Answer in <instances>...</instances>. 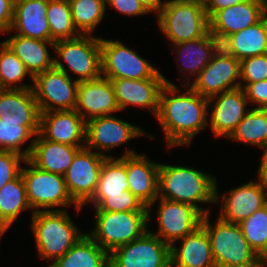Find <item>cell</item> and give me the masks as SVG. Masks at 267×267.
Masks as SVG:
<instances>
[{"mask_svg": "<svg viewBox=\"0 0 267 267\" xmlns=\"http://www.w3.org/2000/svg\"><path fill=\"white\" fill-rule=\"evenodd\" d=\"M165 83L160 93L156 119L164 131L166 147L189 145L208 126V98L189 85L180 93V88L167 78Z\"/></svg>", "mask_w": 267, "mask_h": 267, "instance_id": "cell-1", "label": "cell"}, {"mask_svg": "<svg viewBox=\"0 0 267 267\" xmlns=\"http://www.w3.org/2000/svg\"><path fill=\"white\" fill-rule=\"evenodd\" d=\"M216 176L190 166H175L160 163L158 197L189 204L204 215L210 210L201 204H219Z\"/></svg>", "mask_w": 267, "mask_h": 267, "instance_id": "cell-2", "label": "cell"}, {"mask_svg": "<svg viewBox=\"0 0 267 267\" xmlns=\"http://www.w3.org/2000/svg\"><path fill=\"white\" fill-rule=\"evenodd\" d=\"M66 211L32 213L31 231L41 259H52L55 262L86 234L79 231Z\"/></svg>", "mask_w": 267, "mask_h": 267, "instance_id": "cell-3", "label": "cell"}, {"mask_svg": "<svg viewBox=\"0 0 267 267\" xmlns=\"http://www.w3.org/2000/svg\"><path fill=\"white\" fill-rule=\"evenodd\" d=\"M212 226L209 213L201 225L208 233L216 267H260V257L250 247L239 224L219 216Z\"/></svg>", "mask_w": 267, "mask_h": 267, "instance_id": "cell-4", "label": "cell"}, {"mask_svg": "<svg viewBox=\"0 0 267 267\" xmlns=\"http://www.w3.org/2000/svg\"><path fill=\"white\" fill-rule=\"evenodd\" d=\"M157 19L159 29L172 45L209 32V18L201 0H164Z\"/></svg>", "mask_w": 267, "mask_h": 267, "instance_id": "cell-5", "label": "cell"}, {"mask_svg": "<svg viewBox=\"0 0 267 267\" xmlns=\"http://www.w3.org/2000/svg\"><path fill=\"white\" fill-rule=\"evenodd\" d=\"M148 211H95L89 236L108 254L141 237L148 229Z\"/></svg>", "mask_w": 267, "mask_h": 267, "instance_id": "cell-6", "label": "cell"}, {"mask_svg": "<svg viewBox=\"0 0 267 267\" xmlns=\"http://www.w3.org/2000/svg\"><path fill=\"white\" fill-rule=\"evenodd\" d=\"M53 50L60 56L54 57V66L67 75L69 71L77 74L78 82L95 80L102 76L100 37L79 35L72 39L58 40L54 42Z\"/></svg>", "mask_w": 267, "mask_h": 267, "instance_id": "cell-7", "label": "cell"}, {"mask_svg": "<svg viewBox=\"0 0 267 267\" xmlns=\"http://www.w3.org/2000/svg\"><path fill=\"white\" fill-rule=\"evenodd\" d=\"M25 162L29 168L22 167L21 175L25 183L28 203L33 210L32 213L50 211L51 208V211H61L60 207H68L73 204L78 211L82 209L70 196L64 176L40 170L28 159ZM56 207L57 209H55Z\"/></svg>", "mask_w": 267, "mask_h": 267, "instance_id": "cell-8", "label": "cell"}, {"mask_svg": "<svg viewBox=\"0 0 267 267\" xmlns=\"http://www.w3.org/2000/svg\"><path fill=\"white\" fill-rule=\"evenodd\" d=\"M100 45L102 77L135 80L166 78L156 67L125 46L120 40L112 41L100 38Z\"/></svg>", "mask_w": 267, "mask_h": 267, "instance_id": "cell-9", "label": "cell"}, {"mask_svg": "<svg viewBox=\"0 0 267 267\" xmlns=\"http://www.w3.org/2000/svg\"><path fill=\"white\" fill-rule=\"evenodd\" d=\"M79 82L62 70L52 68L33 78V93L40 113L74 110Z\"/></svg>", "mask_w": 267, "mask_h": 267, "instance_id": "cell-10", "label": "cell"}, {"mask_svg": "<svg viewBox=\"0 0 267 267\" xmlns=\"http://www.w3.org/2000/svg\"><path fill=\"white\" fill-rule=\"evenodd\" d=\"M156 201L159 202L158 214H156L158 215V228L156 233L150 232L169 246L180 241L201 225L204 214L198 208L159 197L148 206V220L152 212L151 207Z\"/></svg>", "mask_w": 267, "mask_h": 267, "instance_id": "cell-11", "label": "cell"}, {"mask_svg": "<svg viewBox=\"0 0 267 267\" xmlns=\"http://www.w3.org/2000/svg\"><path fill=\"white\" fill-rule=\"evenodd\" d=\"M109 267H170V246L147 230L110 253Z\"/></svg>", "mask_w": 267, "mask_h": 267, "instance_id": "cell-12", "label": "cell"}, {"mask_svg": "<svg viewBox=\"0 0 267 267\" xmlns=\"http://www.w3.org/2000/svg\"><path fill=\"white\" fill-rule=\"evenodd\" d=\"M240 61L222 47L213 55L192 83L186 82L195 92L211 98L224 91L240 87Z\"/></svg>", "mask_w": 267, "mask_h": 267, "instance_id": "cell-13", "label": "cell"}, {"mask_svg": "<svg viewBox=\"0 0 267 267\" xmlns=\"http://www.w3.org/2000/svg\"><path fill=\"white\" fill-rule=\"evenodd\" d=\"M105 159L104 155L84 147L76 153L64 174L67 190L79 207L83 208L93 197Z\"/></svg>", "mask_w": 267, "mask_h": 267, "instance_id": "cell-14", "label": "cell"}, {"mask_svg": "<svg viewBox=\"0 0 267 267\" xmlns=\"http://www.w3.org/2000/svg\"><path fill=\"white\" fill-rule=\"evenodd\" d=\"M114 116L105 115L86 122L85 147L90 150L96 149V153L104 155L106 158H113V156L106 155V151L109 152L112 148L123 145L138 136H147L139 126ZM101 150L105 152L102 153Z\"/></svg>", "mask_w": 267, "mask_h": 267, "instance_id": "cell-15", "label": "cell"}, {"mask_svg": "<svg viewBox=\"0 0 267 267\" xmlns=\"http://www.w3.org/2000/svg\"><path fill=\"white\" fill-rule=\"evenodd\" d=\"M266 14L265 0H245L216 11L209 18V31L222 43L231 34L256 24Z\"/></svg>", "mask_w": 267, "mask_h": 267, "instance_id": "cell-16", "label": "cell"}, {"mask_svg": "<svg viewBox=\"0 0 267 267\" xmlns=\"http://www.w3.org/2000/svg\"><path fill=\"white\" fill-rule=\"evenodd\" d=\"M257 180H251L222 195L221 219L239 224L267 205V180L260 176H257Z\"/></svg>", "mask_w": 267, "mask_h": 267, "instance_id": "cell-17", "label": "cell"}, {"mask_svg": "<svg viewBox=\"0 0 267 267\" xmlns=\"http://www.w3.org/2000/svg\"><path fill=\"white\" fill-rule=\"evenodd\" d=\"M216 99V101H215ZM249 101L244 89L238 87L217 94L208 99V108L213 104L214 108L208 116V125L215 137H227L234 132L250 109H247Z\"/></svg>", "mask_w": 267, "mask_h": 267, "instance_id": "cell-18", "label": "cell"}, {"mask_svg": "<svg viewBox=\"0 0 267 267\" xmlns=\"http://www.w3.org/2000/svg\"><path fill=\"white\" fill-rule=\"evenodd\" d=\"M119 159L126 165L129 191L148 207L158 198L160 163L128 148Z\"/></svg>", "mask_w": 267, "mask_h": 267, "instance_id": "cell-19", "label": "cell"}, {"mask_svg": "<svg viewBox=\"0 0 267 267\" xmlns=\"http://www.w3.org/2000/svg\"><path fill=\"white\" fill-rule=\"evenodd\" d=\"M39 134L46 140L82 149L86 145V121L75 109L41 113Z\"/></svg>", "mask_w": 267, "mask_h": 267, "instance_id": "cell-20", "label": "cell"}, {"mask_svg": "<svg viewBox=\"0 0 267 267\" xmlns=\"http://www.w3.org/2000/svg\"><path fill=\"white\" fill-rule=\"evenodd\" d=\"M75 110L86 122L120 111L110 79L101 76L95 80L79 82Z\"/></svg>", "mask_w": 267, "mask_h": 267, "instance_id": "cell-21", "label": "cell"}, {"mask_svg": "<svg viewBox=\"0 0 267 267\" xmlns=\"http://www.w3.org/2000/svg\"><path fill=\"white\" fill-rule=\"evenodd\" d=\"M115 91L116 103L120 111L129 105L150 108L151 114L157 115L160 93L165 83V78L135 79H110Z\"/></svg>", "mask_w": 267, "mask_h": 267, "instance_id": "cell-22", "label": "cell"}, {"mask_svg": "<svg viewBox=\"0 0 267 267\" xmlns=\"http://www.w3.org/2000/svg\"><path fill=\"white\" fill-rule=\"evenodd\" d=\"M180 240L181 246H170V267H216L211 242L202 225Z\"/></svg>", "mask_w": 267, "mask_h": 267, "instance_id": "cell-23", "label": "cell"}, {"mask_svg": "<svg viewBox=\"0 0 267 267\" xmlns=\"http://www.w3.org/2000/svg\"><path fill=\"white\" fill-rule=\"evenodd\" d=\"M40 115L32 88L0 89V122L40 126Z\"/></svg>", "mask_w": 267, "mask_h": 267, "instance_id": "cell-24", "label": "cell"}, {"mask_svg": "<svg viewBox=\"0 0 267 267\" xmlns=\"http://www.w3.org/2000/svg\"><path fill=\"white\" fill-rule=\"evenodd\" d=\"M49 0H15L13 23L9 31L38 40H50L47 21Z\"/></svg>", "mask_w": 267, "mask_h": 267, "instance_id": "cell-25", "label": "cell"}, {"mask_svg": "<svg viewBox=\"0 0 267 267\" xmlns=\"http://www.w3.org/2000/svg\"><path fill=\"white\" fill-rule=\"evenodd\" d=\"M172 46L176 48L173 51L176 53L177 61L179 63L183 62L181 64L182 68L179 67L180 72H182L181 75H184L185 81L195 75L194 81L221 47V43L209 31L201 38L177 43Z\"/></svg>", "mask_w": 267, "mask_h": 267, "instance_id": "cell-26", "label": "cell"}, {"mask_svg": "<svg viewBox=\"0 0 267 267\" xmlns=\"http://www.w3.org/2000/svg\"><path fill=\"white\" fill-rule=\"evenodd\" d=\"M80 149V147L46 140L38 133L34 137L28 160L40 170L64 176Z\"/></svg>", "mask_w": 267, "mask_h": 267, "instance_id": "cell-27", "label": "cell"}, {"mask_svg": "<svg viewBox=\"0 0 267 267\" xmlns=\"http://www.w3.org/2000/svg\"><path fill=\"white\" fill-rule=\"evenodd\" d=\"M3 42L24 63L33 78L54 66V58H51L47 47L50 45L54 49V41L14 34Z\"/></svg>", "mask_w": 267, "mask_h": 267, "instance_id": "cell-28", "label": "cell"}, {"mask_svg": "<svg viewBox=\"0 0 267 267\" xmlns=\"http://www.w3.org/2000/svg\"><path fill=\"white\" fill-rule=\"evenodd\" d=\"M221 47L240 62L267 54V14L256 24L228 36Z\"/></svg>", "mask_w": 267, "mask_h": 267, "instance_id": "cell-29", "label": "cell"}, {"mask_svg": "<svg viewBox=\"0 0 267 267\" xmlns=\"http://www.w3.org/2000/svg\"><path fill=\"white\" fill-rule=\"evenodd\" d=\"M31 209L21 173L0 189V237L24 210Z\"/></svg>", "mask_w": 267, "mask_h": 267, "instance_id": "cell-30", "label": "cell"}, {"mask_svg": "<svg viewBox=\"0 0 267 267\" xmlns=\"http://www.w3.org/2000/svg\"><path fill=\"white\" fill-rule=\"evenodd\" d=\"M54 263L58 267H109V254L86 233Z\"/></svg>", "mask_w": 267, "mask_h": 267, "instance_id": "cell-31", "label": "cell"}, {"mask_svg": "<svg viewBox=\"0 0 267 267\" xmlns=\"http://www.w3.org/2000/svg\"><path fill=\"white\" fill-rule=\"evenodd\" d=\"M126 165L119 158H106L103 161L99 181L93 197L87 202L97 206L109 195L124 194L128 191Z\"/></svg>", "mask_w": 267, "mask_h": 267, "instance_id": "cell-32", "label": "cell"}, {"mask_svg": "<svg viewBox=\"0 0 267 267\" xmlns=\"http://www.w3.org/2000/svg\"><path fill=\"white\" fill-rule=\"evenodd\" d=\"M229 139L262 148L267 143V109H250Z\"/></svg>", "mask_w": 267, "mask_h": 267, "instance_id": "cell-33", "label": "cell"}, {"mask_svg": "<svg viewBox=\"0 0 267 267\" xmlns=\"http://www.w3.org/2000/svg\"><path fill=\"white\" fill-rule=\"evenodd\" d=\"M46 15L50 41L72 39L81 35L74 25L68 0H49Z\"/></svg>", "mask_w": 267, "mask_h": 267, "instance_id": "cell-34", "label": "cell"}, {"mask_svg": "<svg viewBox=\"0 0 267 267\" xmlns=\"http://www.w3.org/2000/svg\"><path fill=\"white\" fill-rule=\"evenodd\" d=\"M26 76H29V78L31 77L33 82V77L27 71L24 63L2 41L0 43V89L32 88L33 83L32 84L23 83V80L25 79Z\"/></svg>", "mask_w": 267, "mask_h": 267, "instance_id": "cell-35", "label": "cell"}, {"mask_svg": "<svg viewBox=\"0 0 267 267\" xmlns=\"http://www.w3.org/2000/svg\"><path fill=\"white\" fill-rule=\"evenodd\" d=\"M74 25L81 35H93L102 22L107 5L103 0H68Z\"/></svg>", "mask_w": 267, "mask_h": 267, "instance_id": "cell-36", "label": "cell"}, {"mask_svg": "<svg viewBox=\"0 0 267 267\" xmlns=\"http://www.w3.org/2000/svg\"><path fill=\"white\" fill-rule=\"evenodd\" d=\"M40 126H21L20 123L0 122V150L11 151L28 159L33 148L34 137L39 133ZM29 146L22 150L31 137Z\"/></svg>", "mask_w": 267, "mask_h": 267, "instance_id": "cell-37", "label": "cell"}, {"mask_svg": "<svg viewBox=\"0 0 267 267\" xmlns=\"http://www.w3.org/2000/svg\"><path fill=\"white\" fill-rule=\"evenodd\" d=\"M250 247L259 257L267 253V205L239 223Z\"/></svg>", "mask_w": 267, "mask_h": 267, "instance_id": "cell-38", "label": "cell"}, {"mask_svg": "<svg viewBox=\"0 0 267 267\" xmlns=\"http://www.w3.org/2000/svg\"><path fill=\"white\" fill-rule=\"evenodd\" d=\"M95 211H148V207L143 204L131 191H124V194L109 195L105 197L96 207Z\"/></svg>", "mask_w": 267, "mask_h": 267, "instance_id": "cell-39", "label": "cell"}, {"mask_svg": "<svg viewBox=\"0 0 267 267\" xmlns=\"http://www.w3.org/2000/svg\"><path fill=\"white\" fill-rule=\"evenodd\" d=\"M266 79L267 54L249 57L240 62V83H255Z\"/></svg>", "mask_w": 267, "mask_h": 267, "instance_id": "cell-40", "label": "cell"}, {"mask_svg": "<svg viewBox=\"0 0 267 267\" xmlns=\"http://www.w3.org/2000/svg\"><path fill=\"white\" fill-rule=\"evenodd\" d=\"M26 158L18 153L0 150V189L9 181L14 180L20 173Z\"/></svg>", "mask_w": 267, "mask_h": 267, "instance_id": "cell-41", "label": "cell"}, {"mask_svg": "<svg viewBox=\"0 0 267 267\" xmlns=\"http://www.w3.org/2000/svg\"><path fill=\"white\" fill-rule=\"evenodd\" d=\"M252 108L267 109V79L255 83H240Z\"/></svg>", "mask_w": 267, "mask_h": 267, "instance_id": "cell-42", "label": "cell"}, {"mask_svg": "<svg viewBox=\"0 0 267 267\" xmlns=\"http://www.w3.org/2000/svg\"><path fill=\"white\" fill-rule=\"evenodd\" d=\"M106 5L116 9L119 13L131 17L150 13L138 0H107Z\"/></svg>", "mask_w": 267, "mask_h": 267, "instance_id": "cell-43", "label": "cell"}, {"mask_svg": "<svg viewBox=\"0 0 267 267\" xmlns=\"http://www.w3.org/2000/svg\"><path fill=\"white\" fill-rule=\"evenodd\" d=\"M15 0H0V34L9 31L14 17Z\"/></svg>", "mask_w": 267, "mask_h": 267, "instance_id": "cell-44", "label": "cell"}, {"mask_svg": "<svg viewBox=\"0 0 267 267\" xmlns=\"http://www.w3.org/2000/svg\"><path fill=\"white\" fill-rule=\"evenodd\" d=\"M245 0H204V8L208 18H210L216 11L234 6Z\"/></svg>", "mask_w": 267, "mask_h": 267, "instance_id": "cell-45", "label": "cell"}, {"mask_svg": "<svg viewBox=\"0 0 267 267\" xmlns=\"http://www.w3.org/2000/svg\"><path fill=\"white\" fill-rule=\"evenodd\" d=\"M149 12H156L157 15L161 10V7L164 3L162 0H138Z\"/></svg>", "mask_w": 267, "mask_h": 267, "instance_id": "cell-46", "label": "cell"}, {"mask_svg": "<svg viewBox=\"0 0 267 267\" xmlns=\"http://www.w3.org/2000/svg\"><path fill=\"white\" fill-rule=\"evenodd\" d=\"M263 156L257 171V175L267 180V143L262 147Z\"/></svg>", "mask_w": 267, "mask_h": 267, "instance_id": "cell-47", "label": "cell"}, {"mask_svg": "<svg viewBox=\"0 0 267 267\" xmlns=\"http://www.w3.org/2000/svg\"><path fill=\"white\" fill-rule=\"evenodd\" d=\"M260 267H267V253L260 257Z\"/></svg>", "mask_w": 267, "mask_h": 267, "instance_id": "cell-48", "label": "cell"}, {"mask_svg": "<svg viewBox=\"0 0 267 267\" xmlns=\"http://www.w3.org/2000/svg\"><path fill=\"white\" fill-rule=\"evenodd\" d=\"M48 267H58V266L54 262L53 263L51 262Z\"/></svg>", "mask_w": 267, "mask_h": 267, "instance_id": "cell-49", "label": "cell"}]
</instances>
